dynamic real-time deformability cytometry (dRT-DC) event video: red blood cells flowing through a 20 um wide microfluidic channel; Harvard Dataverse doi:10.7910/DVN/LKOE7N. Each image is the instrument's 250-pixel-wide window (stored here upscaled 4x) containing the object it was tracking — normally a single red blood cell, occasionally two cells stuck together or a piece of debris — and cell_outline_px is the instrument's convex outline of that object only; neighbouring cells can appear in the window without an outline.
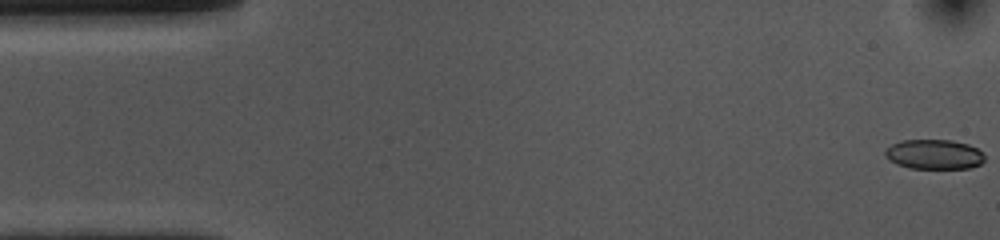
{"species": "common noctule bat (a hibernating species)", "species_latin": "Nyctalus noctula", "temperature_condition": "cold", "stored_images_in_passage": 54, "camera_frame_rate_fps": 3000, "um_per_image_px": 0.085, "animal": {"sex": "female", "body_mass_g": 10.0, "forearm_length_mm": 53.1}, "frame": {"image": 1, "passage_image": 1, "time_ms": 0.0, "image_size_px": [1000, 240], "cell_outline_px": [[984, 160], [980, 164], [968, 168], [912, 168], [896, 164], [884, 156], [884, 152], [892, 144], [900, 140], [952, 140], [968, 144], [976, 148], [984, 156]], "centroid_in_image_um": [79.38, 13.11], "position_along_channel_um": 5.6, "area_um2": 17.11}}
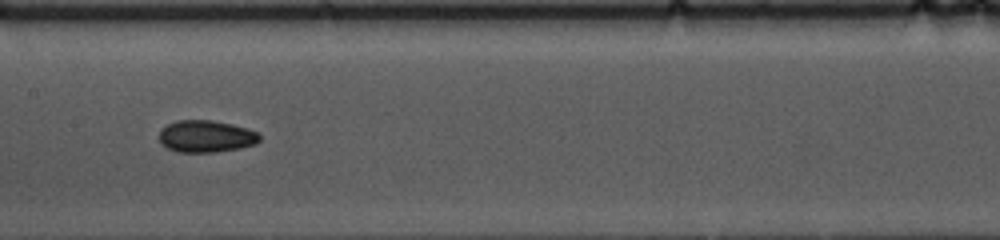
{"frame": {"image": 2, "passage_image": 26, "time_ms": 8.333, "image_size_px": [1000, 240], "cell_outline_px": [[260, 140], [256, 144], [240, 148], [216, 152], [176, 152], [160, 144], [160, 132], [168, 124], [176, 120], [212, 120], [232, 124], [248, 128], [260, 132]], "centroid_in_image_um": [17.55, 11.59], "position_along_channel_um": 189.8, "area_um2": 18.9}}
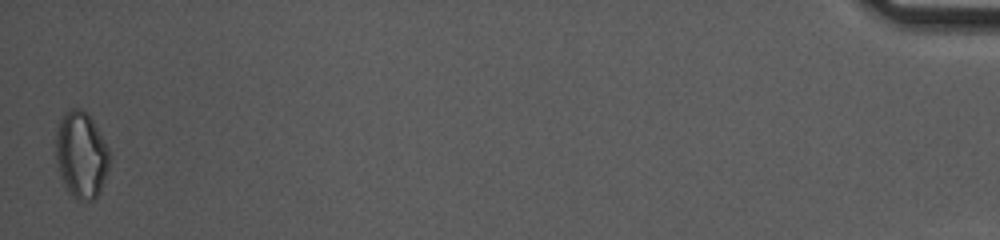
{"frame": {"image": 3, "passage_image": 54, "time_ms": 17.667, "image_size_px": [1000, 240], "cell_outline_px": [[108, 172], [100, 192], [92, 200], [80, 200], [72, 196], [68, 192], [64, 184], [60, 172], [56, 156], [56, 132], [60, 120], [64, 112], [72, 108], [80, 108], [92, 120], [108, 148]], "centroid_in_image_um": [6.9, 13.17], "position_along_channel_um": 428.3, "area_um2": 26.59}, "authors_computed_cell_mechanics": {"area_um2": 18.5827, "velocity_mm_per_s": 3.6254, "shape_relaxation_time_tau1_ms": 6.5443, "shape_relaxation_time_tau2_ms": null, "deformation_change_tau1": 0.1086, "deformation_change_tau2": null}}